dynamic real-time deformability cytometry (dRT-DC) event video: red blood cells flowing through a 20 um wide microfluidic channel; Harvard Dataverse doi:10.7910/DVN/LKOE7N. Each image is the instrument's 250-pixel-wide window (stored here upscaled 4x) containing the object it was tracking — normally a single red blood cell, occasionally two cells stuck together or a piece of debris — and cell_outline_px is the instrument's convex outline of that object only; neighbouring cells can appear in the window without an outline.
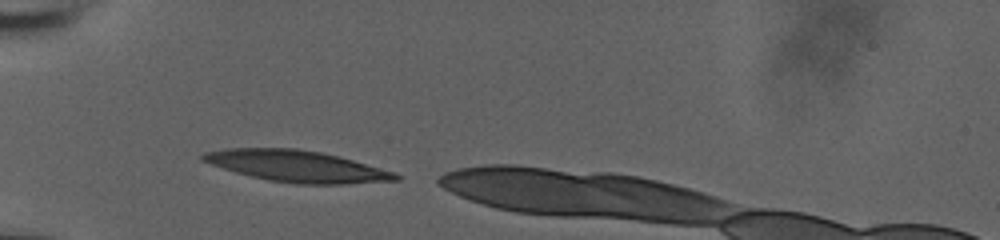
{"species": "human", "species_latin": "Homo sapiens", "temperature_condition": "room temperature", "stored_images_in_passage": 30, "camera_frame_rate_fps": 3000, "um_per_image_px": 0.085, "donor": {"sex": "male"}, "frame": {"image": 1, "passage_image": 1, "time_ms": 0.0, "image_size_px": [1000, 240], "cell_outline_px": [[404, 176], [400, 180], [344, 184], [296, 184], [268, 180], [236, 172], [200, 160], [200, 156], [204, 152], [228, 148], [296, 148], [320, 152], [352, 160], [396, 172]], "centroid_in_image_um": [25.27, 14.13], "position_along_channel_um": 59.7, "area_um2": 35.2}}
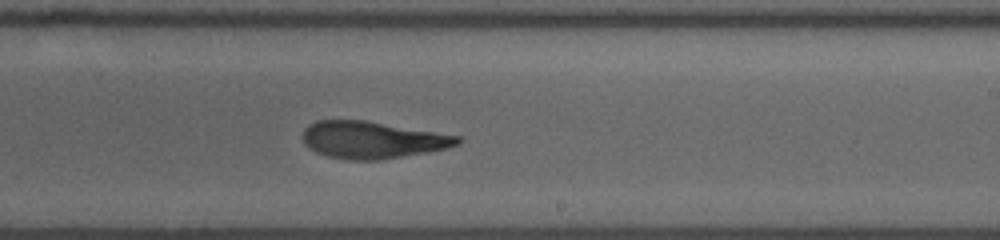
{"frame": {"image": 2, "passage_image": 17, "time_ms": 5.333, "image_size_px": [1000, 240], "cell_outline_px": [[464, 140], [460, 144], [448, 148], [380, 160], [348, 160], [328, 156], [316, 152], [308, 148], [304, 144], [304, 128], [308, 124], [316, 120], [364, 120], [464, 136]], "centroid_in_image_um": [31.69, 11.88], "position_along_channel_um": 257.3, "area_um2": 33.7}}
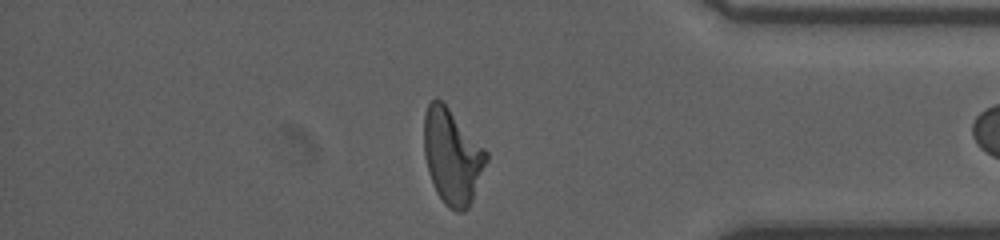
{"frame": {"image": 3, "passage_image": 29, "time_ms": 9.333, "image_size_px": [1000, 240], "cell_outline_px": [[488, 160], [472, 200], [468, 208], [464, 212], [456, 212], [448, 208], [444, 204], [436, 192], [428, 172], [424, 156], [424, 116], [428, 104], [436, 96], [448, 108], [488, 152]], "centroid_in_image_um": [38.43, 13.34], "position_along_channel_um": 396.8, "area_um2": 34.45}}